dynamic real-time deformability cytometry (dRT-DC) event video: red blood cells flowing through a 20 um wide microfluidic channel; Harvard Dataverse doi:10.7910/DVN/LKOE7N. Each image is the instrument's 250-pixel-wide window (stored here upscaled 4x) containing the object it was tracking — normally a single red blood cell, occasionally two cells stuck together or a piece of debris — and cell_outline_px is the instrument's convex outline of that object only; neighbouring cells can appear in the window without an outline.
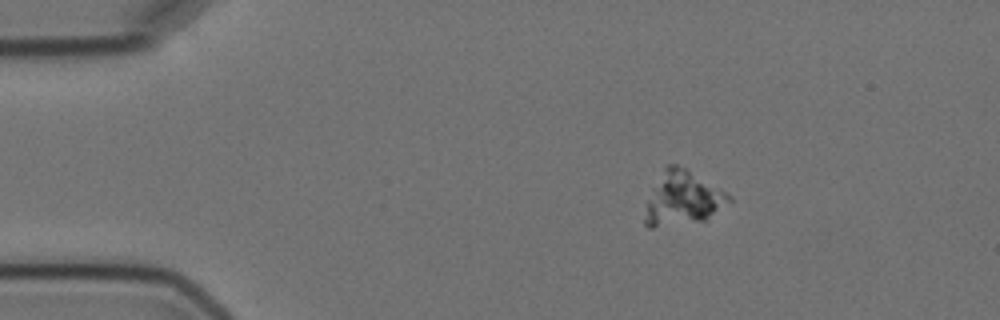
{"species": "Egyptian fruit bat (a non-hibernating species)", "species_latin": "Rousettus aegyptiacus", "temperature_condition": "cold", "stored_images_in_passage": 4, "camera_frame_rate_fps": 3000, "um_per_image_px": 0.085, "animal": {"sex": "female"}, "frame": {"image": 1, "passage_image": 2, "time_ms": 1.0, "image_size_px": [1000, 320], "cell_outline_px": [[732, 200], [708, 220], [652, 228], [648, 228], [644, 224], [644, 220], [652, 188], [664, 164], [676, 164], [684, 168], [732, 196]], "centroid_in_image_um": [58.02, 16.88], "position_along_channel_um": 27.0, "area_um2": 26.18}}